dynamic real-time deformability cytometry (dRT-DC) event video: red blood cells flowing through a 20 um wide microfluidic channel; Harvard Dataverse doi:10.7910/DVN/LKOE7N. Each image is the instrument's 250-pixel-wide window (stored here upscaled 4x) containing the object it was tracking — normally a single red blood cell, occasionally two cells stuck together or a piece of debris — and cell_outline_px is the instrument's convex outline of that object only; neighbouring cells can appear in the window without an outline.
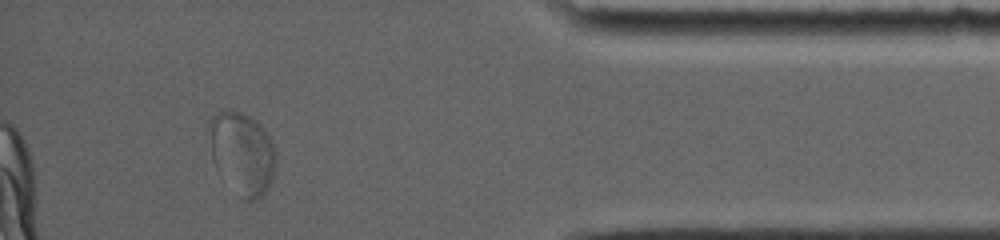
{"species": "common noctule bat (a hibernating species)", "species_latin": "Nyctalus noctula", "temperature_condition": "room temperature", "stored_images_in_passage": 71, "segment_of_instrument_passage": [3, 3], "camera_frame_rate_fps": 5000, "um_per_image_px": 0.085, "animal": {"sex": "female", "body_mass_g": 19.0, "forearm_length_mm": 56.7}, "frame": {"image": 1, "passage_image": 63, "time_ms": 12.4, "image_size_px": [1000, 240], "cell_outline_px": [[276, 164], [268, 184], [264, 192], [260, 196], [252, 200], [244, 200], [240, 196], [216, 168], [212, 160], [208, 128], [208, 124], [212, 116], [224, 108], [232, 108], [256, 120], [264, 128], [272, 144]], "centroid_in_image_um": [20.53, 12.94], "position_along_channel_um": 414.7, "area_um2": 31.62}}